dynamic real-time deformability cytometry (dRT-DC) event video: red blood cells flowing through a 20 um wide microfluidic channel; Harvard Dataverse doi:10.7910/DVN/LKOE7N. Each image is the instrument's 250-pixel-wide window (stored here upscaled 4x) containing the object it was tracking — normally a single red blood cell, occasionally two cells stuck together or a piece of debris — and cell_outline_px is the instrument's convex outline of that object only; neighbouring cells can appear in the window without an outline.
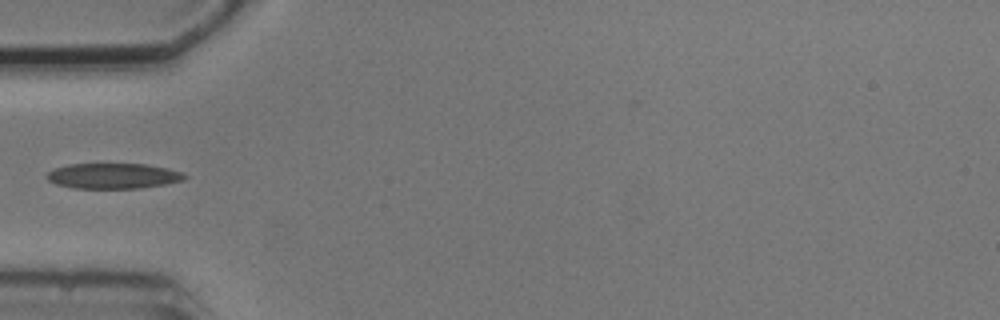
{"species": "common noctule bat (a hibernating species)", "species_latin": "Nyctalus noctula", "temperature_condition": "cold", "stored_images_in_passage": 3, "camera_frame_rate_fps": 3000, "um_per_image_px": 0.085, "animal": {"sex": "male", "body_mass_g": 20.5, "forearm_length_mm": 52.5}, "frame": {"image": 1, "passage_image": 2, "time_ms": 1.0, "image_size_px": [1000, 320], "cell_outline_px": [[188, 176], [184, 180], [164, 184], [140, 188], [72, 188], [56, 184], [48, 180], [44, 176], [52, 168], [68, 164], [148, 164], [168, 168], [184, 172]], "centroid_in_image_um": [9.61, 14.94], "position_along_channel_um": 75.4, "area_um2": 20.63}}